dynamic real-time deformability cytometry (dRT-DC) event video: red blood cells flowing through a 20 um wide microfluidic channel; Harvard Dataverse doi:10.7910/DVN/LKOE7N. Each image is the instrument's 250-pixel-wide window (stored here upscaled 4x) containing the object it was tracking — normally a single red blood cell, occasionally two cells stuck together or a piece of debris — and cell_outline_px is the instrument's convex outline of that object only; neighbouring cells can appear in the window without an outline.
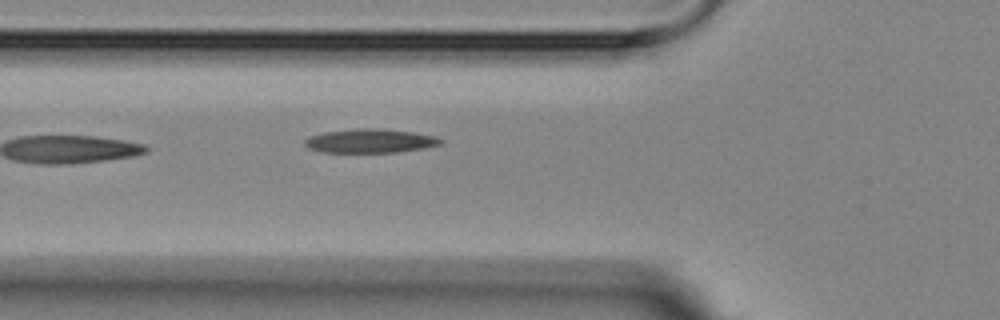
{"species": "Egyptian fruit bat (a non-hibernating species)", "species_latin": "Rousettus aegyptiacus", "temperature_condition": "room temperature", "stored_images_in_passage": 3, "camera_frame_rate_fps": 3000, "um_per_image_px": 0.085, "animal": {"sex": "female"}, "frame": {"image": 1, "passage_image": 3, "time_ms": 2.333, "image_size_px": [1000, 320], "cell_outline_px": [[444, 144], [424, 148], [396, 152], [320, 152], [308, 148], [304, 144], [304, 140], [308, 136], [324, 132], [356, 128], [384, 128], [412, 132], [436, 136], [444, 140]], "centroid_in_image_um": [31.47, 11.97], "position_along_channel_um": 94.3, "area_um2": 19.19}}